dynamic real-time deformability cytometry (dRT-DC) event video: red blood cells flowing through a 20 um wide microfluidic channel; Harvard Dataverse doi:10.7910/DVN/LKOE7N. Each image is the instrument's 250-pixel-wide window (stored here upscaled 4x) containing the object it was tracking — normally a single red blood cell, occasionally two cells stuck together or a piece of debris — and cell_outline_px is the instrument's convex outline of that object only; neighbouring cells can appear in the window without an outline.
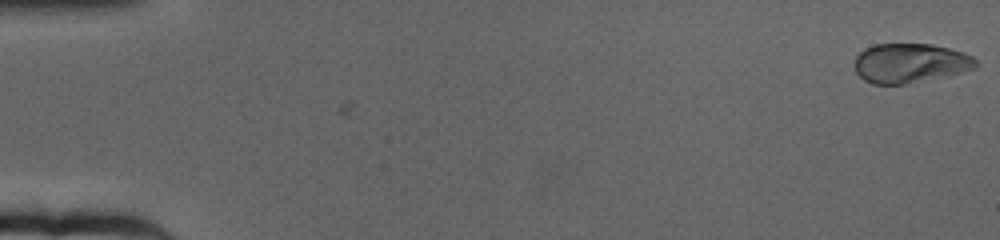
{"species": "human", "species_latin": "Homo sapiens", "temperature_condition": "cold", "stored_images_in_passage": 64, "camera_frame_rate_fps": 3000, "um_per_image_px": 0.085, "donor": {"sex": "female"}, "frame": {"image": 1, "passage_image": 1, "time_ms": 0.0, "image_size_px": [1000, 240], "cell_outline_px": [[976, 68], [960, 72], [908, 84], [872, 84], [864, 80], [856, 72], [856, 56], [864, 48], [872, 44], [932, 44], [964, 52], [972, 56], [976, 60]], "centroid_in_image_um": [77.34, 5.36], "position_along_channel_um": 7.7, "area_um2": 27.74}}
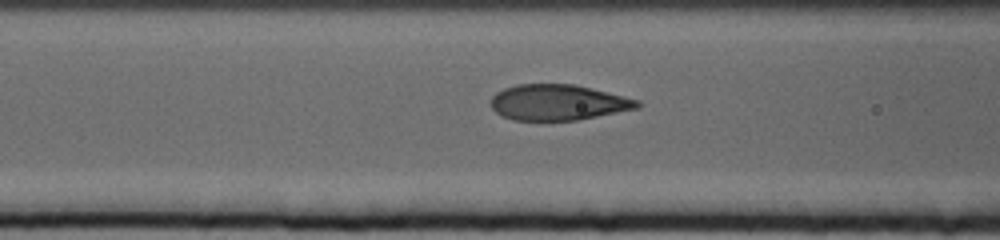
{"frame": {"image": 2, "passage_image": 26, "time_ms": 8.333, "image_size_px": [1000, 240], "cell_outline_px": [[644, 104], [640, 108], [576, 120], [512, 120], [500, 116], [492, 108], [492, 96], [496, 92], [504, 88], [516, 84], [576, 84], [640, 100]], "centroid_in_image_um": [47.46, 8.7], "position_along_channel_um": 119.1, "area_um2": 30.69}}
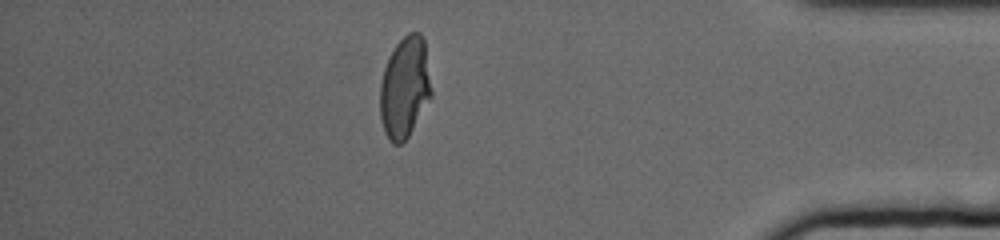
{"frame": {"image": 3, "passage_image": 56, "time_ms": 18.333, "image_size_px": [1000, 240], "cell_outline_px": [[432, 96], [408, 136], [400, 144], [392, 144], [388, 140], [384, 132], [380, 116], [380, 84], [384, 68], [396, 44], [408, 32], [420, 32], [424, 40], [432, 92]], "centroid_in_image_um": [34.4, 7.45], "position_along_channel_um": 400.8, "area_um2": 30.17}, "authors_computed_cell_mechanics": {"area_um2": 30.8363, "velocity_mm_per_s": 3.1519, "shape_relaxation_time_tau1_ms": 5.3765, "shape_relaxation_time_tau2_ms": null, "deformation_change_tau1": 0.2024, "deformation_change_tau2": null}}